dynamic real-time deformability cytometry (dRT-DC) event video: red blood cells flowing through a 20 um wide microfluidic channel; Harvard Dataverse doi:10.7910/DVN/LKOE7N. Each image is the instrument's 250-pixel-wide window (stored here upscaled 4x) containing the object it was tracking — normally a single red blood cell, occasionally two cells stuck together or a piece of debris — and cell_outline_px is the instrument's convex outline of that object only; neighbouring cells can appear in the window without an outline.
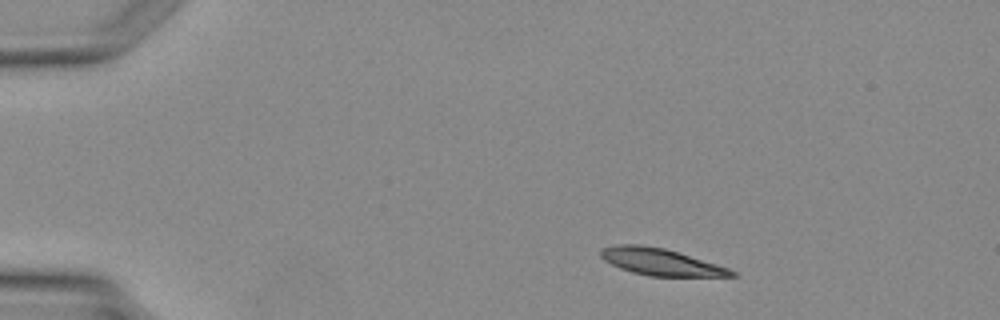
{"species": "Egyptian fruit bat (a non-hibernating species)", "species_latin": "Rousettus aegyptiacus", "temperature_condition": "warm", "stored_images_in_passage": 3, "camera_frame_rate_fps": 3000, "um_per_image_px": 0.085, "animal": {"sex": "female"}, "frame": {"image": 1, "passage_image": 1, "time_ms": 0.0, "image_size_px": [1000, 320], "cell_outline_px": [[736, 276], [648, 276], [632, 272], [620, 268], [604, 260], [600, 256], [600, 248], [616, 244], [640, 244], [664, 248], [716, 264], [728, 268], [736, 272]], "centroid_in_image_um": [56.09, 22.25], "position_along_channel_um": 28.9, "area_um2": 20.29}}
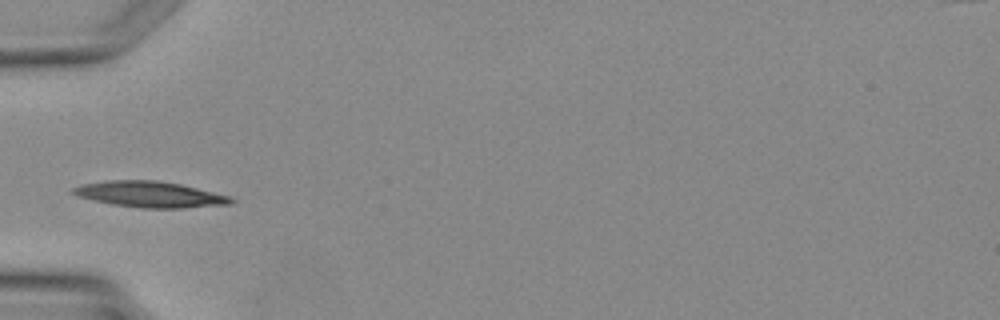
{"frame": {"image": 2, "passage_image": 3, "time_ms": 2.333, "image_size_px": [1000, 320], "cell_outline_px": [[236, 200], [232, 204], [184, 208], [140, 208], [112, 204], [80, 196], [72, 192], [72, 188], [80, 184], [108, 180], [152, 180], [180, 184], [232, 196]], "centroid_in_image_um": [12.81, 16.52], "position_along_channel_um": 72.2, "area_um2": 23.81}}